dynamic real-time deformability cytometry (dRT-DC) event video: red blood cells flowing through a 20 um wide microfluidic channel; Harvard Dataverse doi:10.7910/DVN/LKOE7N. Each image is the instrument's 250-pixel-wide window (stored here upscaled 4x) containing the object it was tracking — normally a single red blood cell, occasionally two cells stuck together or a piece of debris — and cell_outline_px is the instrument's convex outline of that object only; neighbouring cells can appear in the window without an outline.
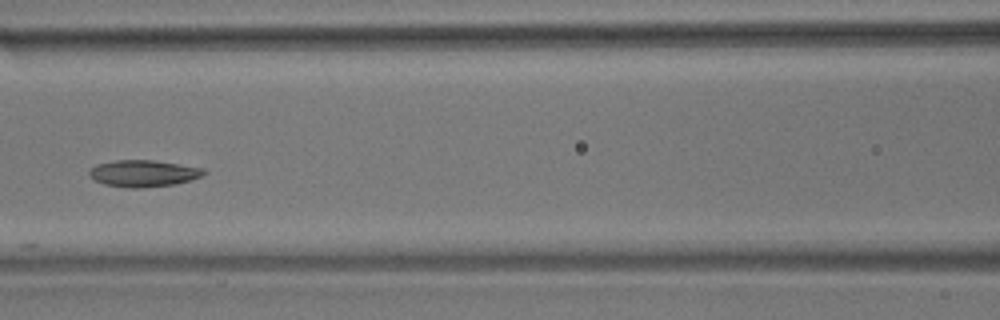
{"species": "common noctule bat (a hibernating species)", "species_latin": "Nyctalus noctula", "temperature_condition": "room temperature", "stored_images_in_passage": 10, "camera_frame_rate_fps": 3000, "um_per_image_px": 0.085, "animal": {"sex": "male", "body_mass_g": 17.9}, "frame": {"image": 1, "passage_image": 3, "time_ms": 0.667, "image_size_px": [1000, 320], "cell_outline_px": [[208, 172], [204, 176], [192, 180], [176, 184], [144, 188], [128, 188], [104, 184], [88, 176], [88, 172], [96, 164], [116, 160], [152, 160], [180, 164], [204, 168]], "centroid_in_image_um": [12.24, 14.74], "position_along_channel_um": 154.4, "area_um2": 18.09}}
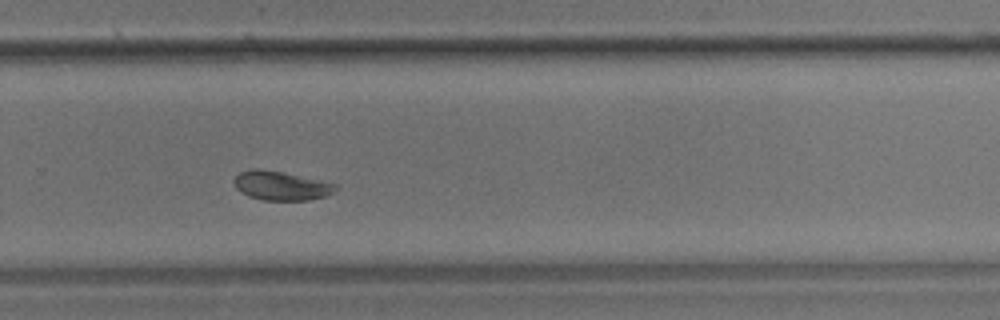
{"frame": {"image": 2, "passage_image": 7, "time_ms": 2.0, "image_size_px": [1000, 320], "cell_outline_px": [[340, 188], [324, 196], [308, 200], [264, 200], [248, 196], [240, 192], [236, 188], [232, 180], [240, 172], [252, 168], [256, 168], [280, 172], [336, 184]], "centroid_in_image_um": [23.84, 15.79], "position_along_channel_um": 306.0, "area_um2": 16.94}}
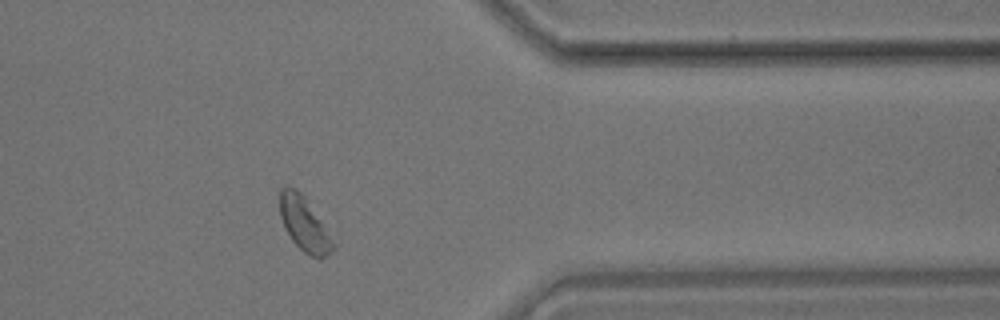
{"frame": {"image": 3, "passage_image": 9, "time_ms": 2.667, "image_size_px": [1000, 320], "cell_outline_px": [[336, 248], [332, 252], [320, 260], [304, 252], [292, 240], [280, 216], [280, 188], [288, 184], [296, 188], [304, 196], [324, 224], [336, 244]], "centroid_in_image_um": [25.89, 19.04], "position_along_channel_um": 385.5, "area_um2": 16.88}}